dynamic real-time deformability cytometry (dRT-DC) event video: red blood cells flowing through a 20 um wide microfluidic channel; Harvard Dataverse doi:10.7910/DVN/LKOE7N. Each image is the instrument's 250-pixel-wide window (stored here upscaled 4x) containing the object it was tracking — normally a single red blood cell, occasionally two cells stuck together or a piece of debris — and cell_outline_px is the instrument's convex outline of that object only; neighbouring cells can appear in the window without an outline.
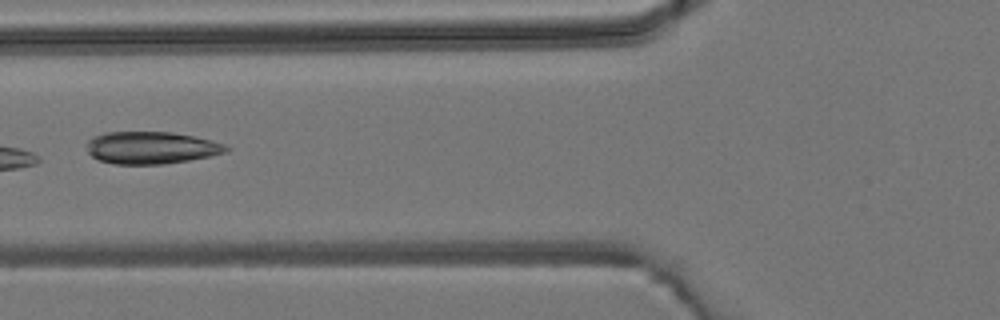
{"species": "common noctule bat (a hibernating species)", "species_latin": "Nyctalus noctula", "temperature_condition": "room temperature", "stored_images_in_passage": 5, "camera_frame_rate_fps": 3000, "um_per_image_px": 0.085, "animal": {"sex": "male", "body_mass_g": 19.2, "forearm_length_mm": 51.8}, "frame": {"image": 1, "passage_image": 5, "time_ms": 4.333, "image_size_px": [1000, 320], "cell_outline_px": [[232, 148], [228, 152], [188, 160], [164, 164], [116, 164], [100, 160], [92, 156], [88, 152], [88, 140], [92, 136], [104, 132], [172, 132], [212, 140], [224, 144]], "centroid_in_image_um": [12.87, 12.55], "position_along_channel_um": 112.9, "area_um2": 26.18}}